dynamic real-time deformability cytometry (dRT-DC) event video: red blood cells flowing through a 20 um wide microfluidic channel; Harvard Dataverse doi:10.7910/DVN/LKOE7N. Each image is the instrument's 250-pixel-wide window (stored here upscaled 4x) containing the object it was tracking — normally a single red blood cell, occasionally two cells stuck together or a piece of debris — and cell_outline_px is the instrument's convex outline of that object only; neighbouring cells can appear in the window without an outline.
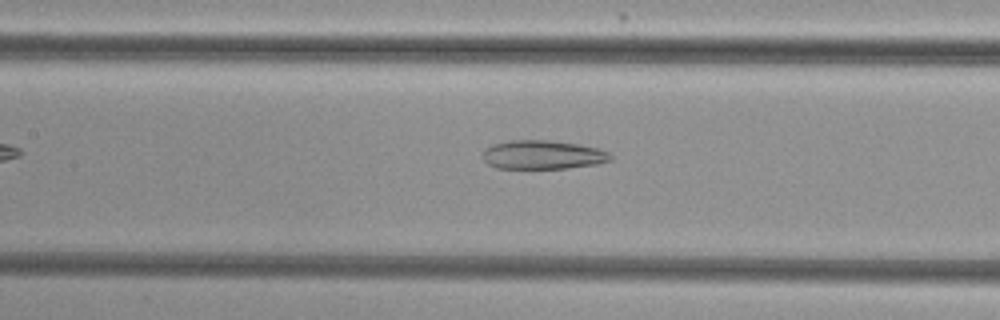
{"species": "common noctule bat (a hibernating species)", "species_latin": "Nyctalus noctula", "temperature_condition": "cold", "stored_images_in_passage": 36, "camera_frame_rate_fps": 3000, "um_per_image_px": 0.085, "animal": {"sex": "female", "body_mass_g": 29.2, "forearm_length_mm": 56.3}, "frame": {"image": 1, "passage_image": 8, "time_ms": 2.333, "image_size_px": [1000, 320], "cell_outline_px": [[612, 160], [596, 164], [568, 168], [496, 168], [488, 164], [484, 160], [484, 148], [492, 144], [508, 140], [548, 140], [576, 144], [600, 148], [608, 152], [612, 156]], "centroid_in_image_um": [46.13, 13.15], "position_along_channel_um": 161.3, "area_um2": 21.5}}
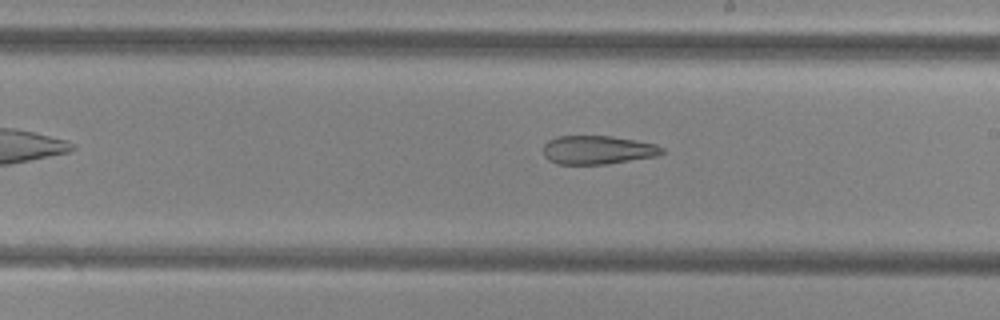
{"frame": {"image": 2, "passage_image": 14, "time_ms": 4.333, "image_size_px": [1000, 320], "cell_outline_px": [[664, 152], [656, 156], [608, 164], [556, 164], [548, 160], [544, 156], [544, 144], [548, 140], [560, 136], [612, 136], [636, 140], [656, 144], [664, 148]], "centroid_in_image_um": [50.8, 12.75], "position_along_channel_um": 238.2, "area_um2": 19.88}}
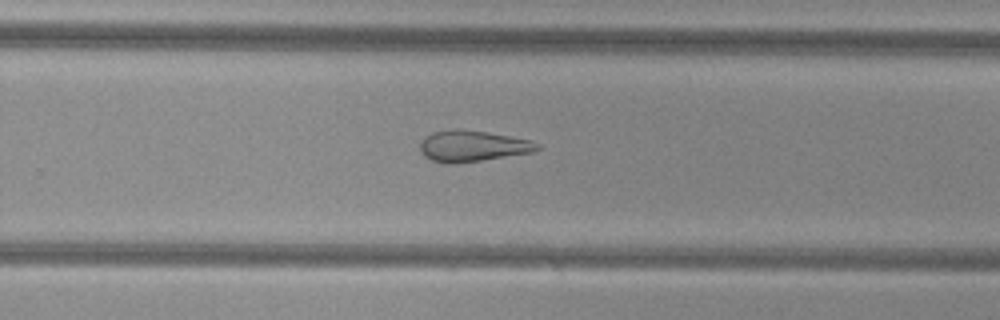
{"frame": {"image": 3, "passage_image": 18, "time_ms": 5.667, "image_size_px": [1000, 320], "cell_outline_px": [[540, 148], [532, 152], [456, 164], [448, 164], [432, 160], [424, 156], [420, 152], [420, 140], [424, 136], [432, 132], [488, 132], [528, 140], [540, 144]], "centroid_in_image_um": [40.14, 12.46], "position_along_channel_um": 289.7, "area_um2": 20.46}}